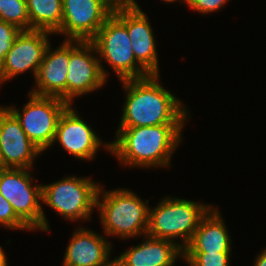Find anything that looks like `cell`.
<instances>
[{
	"label": "cell",
	"instance_id": "6da1fadb",
	"mask_svg": "<svg viewBox=\"0 0 266 266\" xmlns=\"http://www.w3.org/2000/svg\"><path fill=\"white\" fill-rule=\"evenodd\" d=\"M159 75L122 80L124 94L118 127L186 124L189 108L160 82Z\"/></svg>",
	"mask_w": 266,
	"mask_h": 266
},
{
	"label": "cell",
	"instance_id": "7a4b0ae2",
	"mask_svg": "<svg viewBox=\"0 0 266 266\" xmlns=\"http://www.w3.org/2000/svg\"><path fill=\"white\" fill-rule=\"evenodd\" d=\"M186 124L117 127L110 141V155L123 167L170 168L173 154L182 142Z\"/></svg>",
	"mask_w": 266,
	"mask_h": 266
},
{
	"label": "cell",
	"instance_id": "3957f363",
	"mask_svg": "<svg viewBox=\"0 0 266 266\" xmlns=\"http://www.w3.org/2000/svg\"><path fill=\"white\" fill-rule=\"evenodd\" d=\"M102 185L98 191L96 209L106 237H120L126 241L146 235L149 200L144 201L136 192L125 187L105 190Z\"/></svg>",
	"mask_w": 266,
	"mask_h": 266
},
{
	"label": "cell",
	"instance_id": "277c9868",
	"mask_svg": "<svg viewBox=\"0 0 266 266\" xmlns=\"http://www.w3.org/2000/svg\"><path fill=\"white\" fill-rule=\"evenodd\" d=\"M213 206L214 204H206L203 201L201 203L166 195L155 207L149 208L147 235L170 240L184 249L192 239L201 219Z\"/></svg>",
	"mask_w": 266,
	"mask_h": 266
},
{
	"label": "cell",
	"instance_id": "5b68a950",
	"mask_svg": "<svg viewBox=\"0 0 266 266\" xmlns=\"http://www.w3.org/2000/svg\"><path fill=\"white\" fill-rule=\"evenodd\" d=\"M101 182L91 176L69 175L49 184H42V203L69 222L91 220L96 209Z\"/></svg>",
	"mask_w": 266,
	"mask_h": 266
},
{
	"label": "cell",
	"instance_id": "8992f818",
	"mask_svg": "<svg viewBox=\"0 0 266 266\" xmlns=\"http://www.w3.org/2000/svg\"><path fill=\"white\" fill-rule=\"evenodd\" d=\"M96 47L101 70L108 80L103 61L115 72L119 81L140 79L150 74L136 61L126 26L112 14L91 40Z\"/></svg>",
	"mask_w": 266,
	"mask_h": 266
},
{
	"label": "cell",
	"instance_id": "52a82bcc",
	"mask_svg": "<svg viewBox=\"0 0 266 266\" xmlns=\"http://www.w3.org/2000/svg\"><path fill=\"white\" fill-rule=\"evenodd\" d=\"M31 169H0V193L11 203L16 215L32 231H51L42 208V184H33L36 178Z\"/></svg>",
	"mask_w": 266,
	"mask_h": 266
},
{
	"label": "cell",
	"instance_id": "ba28073f",
	"mask_svg": "<svg viewBox=\"0 0 266 266\" xmlns=\"http://www.w3.org/2000/svg\"><path fill=\"white\" fill-rule=\"evenodd\" d=\"M22 108L5 107L16 117L27 137L44 153L51 149L58 121L69 104L58 97L35 95L28 91Z\"/></svg>",
	"mask_w": 266,
	"mask_h": 266
},
{
	"label": "cell",
	"instance_id": "9c48e42d",
	"mask_svg": "<svg viewBox=\"0 0 266 266\" xmlns=\"http://www.w3.org/2000/svg\"><path fill=\"white\" fill-rule=\"evenodd\" d=\"M66 77V102L99 91L107 83L96 47L91 41L69 40V65Z\"/></svg>",
	"mask_w": 266,
	"mask_h": 266
},
{
	"label": "cell",
	"instance_id": "30bf717a",
	"mask_svg": "<svg viewBox=\"0 0 266 266\" xmlns=\"http://www.w3.org/2000/svg\"><path fill=\"white\" fill-rule=\"evenodd\" d=\"M82 117L76 107L69 105L59 118L52 146L60 143L69 156L88 162L96 158L101 148L110 153V142L103 141Z\"/></svg>",
	"mask_w": 266,
	"mask_h": 266
},
{
	"label": "cell",
	"instance_id": "8fae6325",
	"mask_svg": "<svg viewBox=\"0 0 266 266\" xmlns=\"http://www.w3.org/2000/svg\"><path fill=\"white\" fill-rule=\"evenodd\" d=\"M53 35L43 30L20 31L0 68V84L29 71L35 79Z\"/></svg>",
	"mask_w": 266,
	"mask_h": 266
},
{
	"label": "cell",
	"instance_id": "7c38bea8",
	"mask_svg": "<svg viewBox=\"0 0 266 266\" xmlns=\"http://www.w3.org/2000/svg\"><path fill=\"white\" fill-rule=\"evenodd\" d=\"M63 18L55 33L65 40L91 41L113 14L104 0H62Z\"/></svg>",
	"mask_w": 266,
	"mask_h": 266
},
{
	"label": "cell",
	"instance_id": "4fadbf2b",
	"mask_svg": "<svg viewBox=\"0 0 266 266\" xmlns=\"http://www.w3.org/2000/svg\"><path fill=\"white\" fill-rule=\"evenodd\" d=\"M43 152L27 137L16 117L0 106V157L3 168L34 169Z\"/></svg>",
	"mask_w": 266,
	"mask_h": 266
},
{
	"label": "cell",
	"instance_id": "5bb4252c",
	"mask_svg": "<svg viewBox=\"0 0 266 266\" xmlns=\"http://www.w3.org/2000/svg\"><path fill=\"white\" fill-rule=\"evenodd\" d=\"M141 6L117 9L113 14L126 26L136 61L150 74L159 75L160 68L154 30Z\"/></svg>",
	"mask_w": 266,
	"mask_h": 266
},
{
	"label": "cell",
	"instance_id": "9a60e30c",
	"mask_svg": "<svg viewBox=\"0 0 266 266\" xmlns=\"http://www.w3.org/2000/svg\"><path fill=\"white\" fill-rule=\"evenodd\" d=\"M69 65V40H63L55 49L51 43L39 66L34 86L35 95L58 97L66 102V77Z\"/></svg>",
	"mask_w": 266,
	"mask_h": 266
},
{
	"label": "cell",
	"instance_id": "2e32d148",
	"mask_svg": "<svg viewBox=\"0 0 266 266\" xmlns=\"http://www.w3.org/2000/svg\"><path fill=\"white\" fill-rule=\"evenodd\" d=\"M102 234L82 225L77 227L65 249L62 266H103L114 245Z\"/></svg>",
	"mask_w": 266,
	"mask_h": 266
},
{
	"label": "cell",
	"instance_id": "e0dca14e",
	"mask_svg": "<svg viewBox=\"0 0 266 266\" xmlns=\"http://www.w3.org/2000/svg\"><path fill=\"white\" fill-rule=\"evenodd\" d=\"M142 242L119 254L127 266H175L183 259V249L170 240L142 236ZM145 240V241H144Z\"/></svg>",
	"mask_w": 266,
	"mask_h": 266
},
{
	"label": "cell",
	"instance_id": "ac0fdd59",
	"mask_svg": "<svg viewBox=\"0 0 266 266\" xmlns=\"http://www.w3.org/2000/svg\"><path fill=\"white\" fill-rule=\"evenodd\" d=\"M221 214L219 207L213 206L201 219L183 252H232L231 235Z\"/></svg>",
	"mask_w": 266,
	"mask_h": 266
},
{
	"label": "cell",
	"instance_id": "d6986e66",
	"mask_svg": "<svg viewBox=\"0 0 266 266\" xmlns=\"http://www.w3.org/2000/svg\"><path fill=\"white\" fill-rule=\"evenodd\" d=\"M30 30H43L55 34L63 18L62 0H26Z\"/></svg>",
	"mask_w": 266,
	"mask_h": 266
},
{
	"label": "cell",
	"instance_id": "ffe728a7",
	"mask_svg": "<svg viewBox=\"0 0 266 266\" xmlns=\"http://www.w3.org/2000/svg\"><path fill=\"white\" fill-rule=\"evenodd\" d=\"M0 19L21 31L30 30L26 0H0Z\"/></svg>",
	"mask_w": 266,
	"mask_h": 266
},
{
	"label": "cell",
	"instance_id": "44dd1931",
	"mask_svg": "<svg viewBox=\"0 0 266 266\" xmlns=\"http://www.w3.org/2000/svg\"><path fill=\"white\" fill-rule=\"evenodd\" d=\"M232 252H183V262L188 266H231Z\"/></svg>",
	"mask_w": 266,
	"mask_h": 266
},
{
	"label": "cell",
	"instance_id": "7402d4cb",
	"mask_svg": "<svg viewBox=\"0 0 266 266\" xmlns=\"http://www.w3.org/2000/svg\"><path fill=\"white\" fill-rule=\"evenodd\" d=\"M0 226L4 229L33 232L15 213L11 203L0 193Z\"/></svg>",
	"mask_w": 266,
	"mask_h": 266
},
{
	"label": "cell",
	"instance_id": "603a6c76",
	"mask_svg": "<svg viewBox=\"0 0 266 266\" xmlns=\"http://www.w3.org/2000/svg\"><path fill=\"white\" fill-rule=\"evenodd\" d=\"M20 31L14 25L0 19V68Z\"/></svg>",
	"mask_w": 266,
	"mask_h": 266
},
{
	"label": "cell",
	"instance_id": "cb8c5ba5",
	"mask_svg": "<svg viewBox=\"0 0 266 266\" xmlns=\"http://www.w3.org/2000/svg\"><path fill=\"white\" fill-rule=\"evenodd\" d=\"M229 0H186L187 7L198 14L209 15L220 11L226 6Z\"/></svg>",
	"mask_w": 266,
	"mask_h": 266
},
{
	"label": "cell",
	"instance_id": "d4e9b609",
	"mask_svg": "<svg viewBox=\"0 0 266 266\" xmlns=\"http://www.w3.org/2000/svg\"><path fill=\"white\" fill-rule=\"evenodd\" d=\"M113 10L140 6L136 0H104Z\"/></svg>",
	"mask_w": 266,
	"mask_h": 266
},
{
	"label": "cell",
	"instance_id": "484cf974",
	"mask_svg": "<svg viewBox=\"0 0 266 266\" xmlns=\"http://www.w3.org/2000/svg\"><path fill=\"white\" fill-rule=\"evenodd\" d=\"M253 266H266V248L260 251L254 259Z\"/></svg>",
	"mask_w": 266,
	"mask_h": 266
},
{
	"label": "cell",
	"instance_id": "4316f807",
	"mask_svg": "<svg viewBox=\"0 0 266 266\" xmlns=\"http://www.w3.org/2000/svg\"><path fill=\"white\" fill-rule=\"evenodd\" d=\"M103 266H127L119 256L110 257Z\"/></svg>",
	"mask_w": 266,
	"mask_h": 266
},
{
	"label": "cell",
	"instance_id": "83f0119b",
	"mask_svg": "<svg viewBox=\"0 0 266 266\" xmlns=\"http://www.w3.org/2000/svg\"><path fill=\"white\" fill-rule=\"evenodd\" d=\"M9 261L7 259V255L5 254V250L3 246L0 245V266H9Z\"/></svg>",
	"mask_w": 266,
	"mask_h": 266
},
{
	"label": "cell",
	"instance_id": "f1b7e54d",
	"mask_svg": "<svg viewBox=\"0 0 266 266\" xmlns=\"http://www.w3.org/2000/svg\"><path fill=\"white\" fill-rule=\"evenodd\" d=\"M161 1H163L164 3H176L178 1L186 4V0H161Z\"/></svg>",
	"mask_w": 266,
	"mask_h": 266
},
{
	"label": "cell",
	"instance_id": "f546056e",
	"mask_svg": "<svg viewBox=\"0 0 266 266\" xmlns=\"http://www.w3.org/2000/svg\"><path fill=\"white\" fill-rule=\"evenodd\" d=\"M0 169H3L1 157H0Z\"/></svg>",
	"mask_w": 266,
	"mask_h": 266
}]
</instances>
